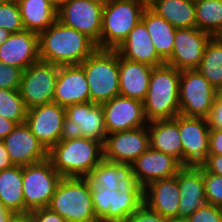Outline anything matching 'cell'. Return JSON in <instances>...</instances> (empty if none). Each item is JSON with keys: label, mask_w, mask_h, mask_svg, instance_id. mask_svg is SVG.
I'll list each match as a JSON object with an SVG mask.
<instances>
[{"label": "cell", "mask_w": 222, "mask_h": 222, "mask_svg": "<svg viewBox=\"0 0 222 222\" xmlns=\"http://www.w3.org/2000/svg\"><path fill=\"white\" fill-rule=\"evenodd\" d=\"M39 58L54 65H79L98 47L84 33L56 20L38 34Z\"/></svg>", "instance_id": "obj_1"}, {"label": "cell", "mask_w": 222, "mask_h": 222, "mask_svg": "<svg viewBox=\"0 0 222 222\" xmlns=\"http://www.w3.org/2000/svg\"><path fill=\"white\" fill-rule=\"evenodd\" d=\"M48 158L62 177H85L104 159L103 144L67 133L48 151Z\"/></svg>", "instance_id": "obj_2"}, {"label": "cell", "mask_w": 222, "mask_h": 222, "mask_svg": "<svg viewBox=\"0 0 222 222\" xmlns=\"http://www.w3.org/2000/svg\"><path fill=\"white\" fill-rule=\"evenodd\" d=\"M181 71L167 64L154 67L145 100L144 113L149 121L172 119L180 114Z\"/></svg>", "instance_id": "obj_3"}, {"label": "cell", "mask_w": 222, "mask_h": 222, "mask_svg": "<svg viewBox=\"0 0 222 222\" xmlns=\"http://www.w3.org/2000/svg\"><path fill=\"white\" fill-rule=\"evenodd\" d=\"M96 218L99 222H125L143 203V188L136 179H122L118 190L91 189Z\"/></svg>", "instance_id": "obj_4"}, {"label": "cell", "mask_w": 222, "mask_h": 222, "mask_svg": "<svg viewBox=\"0 0 222 222\" xmlns=\"http://www.w3.org/2000/svg\"><path fill=\"white\" fill-rule=\"evenodd\" d=\"M47 207L66 222H99L91 188L84 177H63Z\"/></svg>", "instance_id": "obj_5"}, {"label": "cell", "mask_w": 222, "mask_h": 222, "mask_svg": "<svg viewBox=\"0 0 222 222\" xmlns=\"http://www.w3.org/2000/svg\"><path fill=\"white\" fill-rule=\"evenodd\" d=\"M89 84L90 101L103 104L119 95L118 52L97 48L80 64Z\"/></svg>", "instance_id": "obj_6"}, {"label": "cell", "mask_w": 222, "mask_h": 222, "mask_svg": "<svg viewBox=\"0 0 222 222\" xmlns=\"http://www.w3.org/2000/svg\"><path fill=\"white\" fill-rule=\"evenodd\" d=\"M147 0H117L104 3L100 49L116 50L141 21Z\"/></svg>", "instance_id": "obj_7"}, {"label": "cell", "mask_w": 222, "mask_h": 222, "mask_svg": "<svg viewBox=\"0 0 222 222\" xmlns=\"http://www.w3.org/2000/svg\"><path fill=\"white\" fill-rule=\"evenodd\" d=\"M62 178L49 158L22 166L25 212L47 207Z\"/></svg>", "instance_id": "obj_8"}, {"label": "cell", "mask_w": 222, "mask_h": 222, "mask_svg": "<svg viewBox=\"0 0 222 222\" xmlns=\"http://www.w3.org/2000/svg\"><path fill=\"white\" fill-rule=\"evenodd\" d=\"M216 99V89L197 69L181 70L180 115L207 118Z\"/></svg>", "instance_id": "obj_9"}, {"label": "cell", "mask_w": 222, "mask_h": 222, "mask_svg": "<svg viewBox=\"0 0 222 222\" xmlns=\"http://www.w3.org/2000/svg\"><path fill=\"white\" fill-rule=\"evenodd\" d=\"M59 66L37 61L22 72L19 92L26 109L54 102Z\"/></svg>", "instance_id": "obj_10"}, {"label": "cell", "mask_w": 222, "mask_h": 222, "mask_svg": "<svg viewBox=\"0 0 222 222\" xmlns=\"http://www.w3.org/2000/svg\"><path fill=\"white\" fill-rule=\"evenodd\" d=\"M103 9L100 0H67L57 10V20L87 35L100 49Z\"/></svg>", "instance_id": "obj_11"}, {"label": "cell", "mask_w": 222, "mask_h": 222, "mask_svg": "<svg viewBox=\"0 0 222 222\" xmlns=\"http://www.w3.org/2000/svg\"><path fill=\"white\" fill-rule=\"evenodd\" d=\"M25 123L48 151L68 133L65 107L55 102L28 109Z\"/></svg>", "instance_id": "obj_12"}, {"label": "cell", "mask_w": 222, "mask_h": 222, "mask_svg": "<svg viewBox=\"0 0 222 222\" xmlns=\"http://www.w3.org/2000/svg\"><path fill=\"white\" fill-rule=\"evenodd\" d=\"M68 133L104 142L107 137L102 104L84 102L65 107Z\"/></svg>", "instance_id": "obj_13"}, {"label": "cell", "mask_w": 222, "mask_h": 222, "mask_svg": "<svg viewBox=\"0 0 222 222\" xmlns=\"http://www.w3.org/2000/svg\"><path fill=\"white\" fill-rule=\"evenodd\" d=\"M150 148L147 126L107 134L103 145L104 159L120 164H132Z\"/></svg>", "instance_id": "obj_14"}, {"label": "cell", "mask_w": 222, "mask_h": 222, "mask_svg": "<svg viewBox=\"0 0 222 222\" xmlns=\"http://www.w3.org/2000/svg\"><path fill=\"white\" fill-rule=\"evenodd\" d=\"M212 36L197 27L177 28L171 57L166 64L177 70L196 69Z\"/></svg>", "instance_id": "obj_15"}, {"label": "cell", "mask_w": 222, "mask_h": 222, "mask_svg": "<svg viewBox=\"0 0 222 222\" xmlns=\"http://www.w3.org/2000/svg\"><path fill=\"white\" fill-rule=\"evenodd\" d=\"M183 148V166L200 165L209 154V125L206 118L178 115Z\"/></svg>", "instance_id": "obj_16"}, {"label": "cell", "mask_w": 222, "mask_h": 222, "mask_svg": "<svg viewBox=\"0 0 222 222\" xmlns=\"http://www.w3.org/2000/svg\"><path fill=\"white\" fill-rule=\"evenodd\" d=\"M102 106L107 134L148 125L142 101L118 95Z\"/></svg>", "instance_id": "obj_17"}, {"label": "cell", "mask_w": 222, "mask_h": 222, "mask_svg": "<svg viewBox=\"0 0 222 222\" xmlns=\"http://www.w3.org/2000/svg\"><path fill=\"white\" fill-rule=\"evenodd\" d=\"M3 142L14 165H31L48 158V150L25 122L17 124Z\"/></svg>", "instance_id": "obj_18"}, {"label": "cell", "mask_w": 222, "mask_h": 222, "mask_svg": "<svg viewBox=\"0 0 222 222\" xmlns=\"http://www.w3.org/2000/svg\"><path fill=\"white\" fill-rule=\"evenodd\" d=\"M182 167L174 157L151 147L132 163L133 175L142 188L155 180L175 176Z\"/></svg>", "instance_id": "obj_19"}, {"label": "cell", "mask_w": 222, "mask_h": 222, "mask_svg": "<svg viewBox=\"0 0 222 222\" xmlns=\"http://www.w3.org/2000/svg\"><path fill=\"white\" fill-rule=\"evenodd\" d=\"M177 180L180 189L178 219L185 220L207 203L203 167L183 166L177 173Z\"/></svg>", "instance_id": "obj_20"}, {"label": "cell", "mask_w": 222, "mask_h": 222, "mask_svg": "<svg viewBox=\"0 0 222 222\" xmlns=\"http://www.w3.org/2000/svg\"><path fill=\"white\" fill-rule=\"evenodd\" d=\"M39 60L38 34L30 30L11 33L0 46V61L5 65L15 66L24 71Z\"/></svg>", "instance_id": "obj_21"}, {"label": "cell", "mask_w": 222, "mask_h": 222, "mask_svg": "<svg viewBox=\"0 0 222 222\" xmlns=\"http://www.w3.org/2000/svg\"><path fill=\"white\" fill-rule=\"evenodd\" d=\"M54 102L64 107L90 102L89 84L80 64L59 66Z\"/></svg>", "instance_id": "obj_22"}, {"label": "cell", "mask_w": 222, "mask_h": 222, "mask_svg": "<svg viewBox=\"0 0 222 222\" xmlns=\"http://www.w3.org/2000/svg\"><path fill=\"white\" fill-rule=\"evenodd\" d=\"M143 202L167 219H178L180 189L177 174L149 183L143 188Z\"/></svg>", "instance_id": "obj_23"}, {"label": "cell", "mask_w": 222, "mask_h": 222, "mask_svg": "<svg viewBox=\"0 0 222 222\" xmlns=\"http://www.w3.org/2000/svg\"><path fill=\"white\" fill-rule=\"evenodd\" d=\"M119 55L127 60L158 67L166 62L157 54L145 24L140 21L118 47Z\"/></svg>", "instance_id": "obj_24"}, {"label": "cell", "mask_w": 222, "mask_h": 222, "mask_svg": "<svg viewBox=\"0 0 222 222\" xmlns=\"http://www.w3.org/2000/svg\"><path fill=\"white\" fill-rule=\"evenodd\" d=\"M119 95L144 101L154 67L127 60L118 53Z\"/></svg>", "instance_id": "obj_25"}, {"label": "cell", "mask_w": 222, "mask_h": 222, "mask_svg": "<svg viewBox=\"0 0 222 222\" xmlns=\"http://www.w3.org/2000/svg\"><path fill=\"white\" fill-rule=\"evenodd\" d=\"M150 147L177 159L183 165V148L179 133L178 115L172 119L148 122Z\"/></svg>", "instance_id": "obj_26"}, {"label": "cell", "mask_w": 222, "mask_h": 222, "mask_svg": "<svg viewBox=\"0 0 222 222\" xmlns=\"http://www.w3.org/2000/svg\"><path fill=\"white\" fill-rule=\"evenodd\" d=\"M147 7L175 28L196 27L194 0H147Z\"/></svg>", "instance_id": "obj_27"}, {"label": "cell", "mask_w": 222, "mask_h": 222, "mask_svg": "<svg viewBox=\"0 0 222 222\" xmlns=\"http://www.w3.org/2000/svg\"><path fill=\"white\" fill-rule=\"evenodd\" d=\"M141 21L147 28L157 54L166 62L173 52L177 28L148 7L144 10Z\"/></svg>", "instance_id": "obj_28"}, {"label": "cell", "mask_w": 222, "mask_h": 222, "mask_svg": "<svg viewBox=\"0 0 222 222\" xmlns=\"http://www.w3.org/2000/svg\"><path fill=\"white\" fill-rule=\"evenodd\" d=\"M24 29L41 33L57 20V10L47 0H16Z\"/></svg>", "instance_id": "obj_29"}, {"label": "cell", "mask_w": 222, "mask_h": 222, "mask_svg": "<svg viewBox=\"0 0 222 222\" xmlns=\"http://www.w3.org/2000/svg\"><path fill=\"white\" fill-rule=\"evenodd\" d=\"M91 189L109 188L118 190V182L122 179H136L132 164H120L103 159L84 177Z\"/></svg>", "instance_id": "obj_30"}, {"label": "cell", "mask_w": 222, "mask_h": 222, "mask_svg": "<svg viewBox=\"0 0 222 222\" xmlns=\"http://www.w3.org/2000/svg\"><path fill=\"white\" fill-rule=\"evenodd\" d=\"M22 166L0 171V202L13 213L25 212Z\"/></svg>", "instance_id": "obj_31"}, {"label": "cell", "mask_w": 222, "mask_h": 222, "mask_svg": "<svg viewBox=\"0 0 222 222\" xmlns=\"http://www.w3.org/2000/svg\"><path fill=\"white\" fill-rule=\"evenodd\" d=\"M196 69L215 89L222 86V38H210L206 43L202 61Z\"/></svg>", "instance_id": "obj_32"}, {"label": "cell", "mask_w": 222, "mask_h": 222, "mask_svg": "<svg viewBox=\"0 0 222 222\" xmlns=\"http://www.w3.org/2000/svg\"><path fill=\"white\" fill-rule=\"evenodd\" d=\"M196 27L212 37L222 34V0L195 1Z\"/></svg>", "instance_id": "obj_33"}, {"label": "cell", "mask_w": 222, "mask_h": 222, "mask_svg": "<svg viewBox=\"0 0 222 222\" xmlns=\"http://www.w3.org/2000/svg\"><path fill=\"white\" fill-rule=\"evenodd\" d=\"M26 115L27 109L19 90L0 89V117L21 124L25 122Z\"/></svg>", "instance_id": "obj_34"}, {"label": "cell", "mask_w": 222, "mask_h": 222, "mask_svg": "<svg viewBox=\"0 0 222 222\" xmlns=\"http://www.w3.org/2000/svg\"><path fill=\"white\" fill-rule=\"evenodd\" d=\"M0 27L10 33L24 30L20 9L16 0L0 5Z\"/></svg>", "instance_id": "obj_35"}, {"label": "cell", "mask_w": 222, "mask_h": 222, "mask_svg": "<svg viewBox=\"0 0 222 222\" xmlns=\"http://www.w3.org/2000/svg\"><path fill=\"white\" fill-rule=\"evenodd\" d=\"M205 197L207 204L219 206L222 204V176L207 172L203 168Z\"/></svg>", "instance_id": "obj_36"}, {"label": "cell", "mask_w": 222, "mask_h": 222, "mask_svg": "<svg viewBox=\"0 0 222 222\" xmlns=\"http://www.w3.org/2000/svg\"><path fill=\"white\" fill-rule=\"evenodd\" d=\"M22 72L20 68L0 61V89L19 90Z\"/></svg>", "instance_id": "obj_37"}, {"label": "cell", "mask_w": 222, "mask_h": 222, "mask_svg": "<svg viewBox=\"0 0 222 222\" xmlns=\"http://www.w3.org/2000/svg\"><path fill=\"white\" fill-rule=\"evenodd\" d=\"M185 222H222L218 206L205 204L197 209Z\"/></svg>", "instance_id": "obj_38"}, {"label": "cell", "mask_w": 222, "mask_h": 222, "mask_svg": "<svg viewBox=\"0 0 222 222\" xmlns=\"http://www.w3.org/2000/svg\"><path fill=\"white\" fill-rule=\"evenodd\" d=\"M166 219L143 202L125 222H166Z\"/></svg>", "instance_id": "obj_39"}, {"label": "cell", "mask_w": 222, "mask_h": 222, "mask_svg": "<svg viewBox=\"0 0 222 222\" xmlns=\"http://www.w3.org/2000/svg\"><path fill=\"white\" fill-rule=\"evenodd\" d=\"M34 222H66L58 213L50 210L48 207L32 210Z\"/></svg>", "instance_id": "obj_40"}, {"label": "cell", "mask_w": 222, "mask_h": 222, "mask_svg": "<svg viewBox=\"0 0 222 222\" xmlns=\"http://www.w3.org/2000/svg\"><path fill=\"white\" fill-rule=\"evenodd\" d=\"M206 119L210 129L222 130V104L216 99Z\"/></svg>", "instance_id": "obj_41"}, {"label": "cell", "mask_w": 222, "mask_h": 222, "mask_svg": "<svg viewBox=\"0 0 222 222\" xmlns=\"http://www.w3.org/2000/svg\"><path fill=\"white\" fill-rule=\"evenodd\" d=\"M208 155H222V130L210 129Z\"/></svg>", "instance_id": "obj_42"}, {"label": "cell", "mask_w": 222, "mask_h": 222, "mask_svg": "<svg viewBox=\"0 0 222 222\" xmlns=\"http://www.w3.org/2000/svg\"><path fill=\"white\" fill-rule=\"evenodd\" d=\"M200 165L207 172L222 176V155H208Z\"/></svg>", "instance_id": "obj_43"}, {"label": "cell", "mask_w": 222, "mask_h": 222, "mask_svg": "<svg viewBox=\"0 0 222 222\" xmlns=\"http://www.w3.org/2000/svg\"><path fill=\"white\" fill-rule=\"evenodd\" d=\"M16 126V122L0 117V141H3V139L11 133Z\"/></svg>", "instance_id": "obj_44"}, {"label": "cell", "mask_w": 222, "mask_h": 222, "mask_svg": "<svg viewBox=\"0 0 222 222\" xmlns=\"http://www.w3.org/2000/svg\"><path fill=\"white\" fill-rule=\"evenodd\" d=\"M9 154L5 148L4 142L0 141V171L13 167Z\"/></svg>", "instance_id": "obj_45"}, {"label": "cell", "mask_w": 222, "mask_h": 222, "mask_svg": "<svg viewBox=\"0 0 222 222\" xmlns=\"http://www.w3.org/2000/svg\"><path fill=\"white\" fill-rule=\"evenodd\" d=\"M9 222H34L32 212L13 213Z\"/></svg>", "instance_id": "obj_46"}, {"label": "cell", "mask_w": 222, "mask_h": 222, "mask_svg": "<svg viewBox=\"0 0 222 222\" xmlns=\"http://www.w3.org/2000/svg\"><path fill=\"white\" fill-rule=\"evenodd\" d=\"M13 212L9 211L1 202H0V222H9Z\"/></svg>", "instance_id": "obj_47"}, {"label": "cell", "mask_w": 222, "mask_h": 222, "mask_svg": "<svg viewBox=\"0 0 222 222\" xmlns=\"http://www.w3.org/2000/svg\"><path fill=\"white\" fill-rule=\"evenodd\" d=\"M10 32L0 27V46L9 38Z\"/></svg>", "instance_id": "obj_48"}, {"label": "cell", "mask_w": 222, "mask_h": 222, "mask_svg": "<svg viewBox=\"0 0 222 222\" xmlns=\"http://www.w3.org/2000/svg\"><path fill=\"white\" fill-rule=\"evenodd\" d=\"M56 10H58L67 0H47Z\"/></svg>", "instance_id": "obj_49"}, {"label": "cell", "mask_w": 222, "mask_h": 222, "mask_svg": "<svg viewBox=\"0 0 222 222\" xmlns=\"http://www.w3.org/2000/svg\"><path fill=\"white\" fill-rule=\"evenodd\" d=\"M216 100L222 104V86L216 89Z\"/></svg>", "instance_id": "obj_50"}, {"label": "cell", "mask_w": 222, "mask_h": 222, "mask_svg": "<svg viewBox=\"0 0 222 222\" xmlns=\"http://www.w3.org/2000/svg\"><path fill=\"white\" fill-rule=\"evenodd\" d=\"M166 222H185V220L177 219V218H171L166 219Z\"/></svg>", "instance_id": "obj_51"}, {"label": "cell", "mask_w": 222, "mask_h": 222, "mask_svg": "<svg viewBox=\"0 0 222 222\" xmlns=\"http://www.w3.org/2000/svg\"><path fill=\"white\" fill-rule=\"evenodd\" d=\"M219 211H220V215H221V220H222V204L218 206Z\"/></svg>", "instance_id": "obj_52"}, {"label": "cell", "mask_w": 222, "mask_h": 222, "mask_svg": "<svg viewBox=\"0 0 222 222\" xmlns=\"http://www.w3.org/2000/svg\"><path fill=\"white\" fill-rule=\"evenodd\" d=\"M102 1L103 3H107V2H111V1H117V0H100Z\"/></svg>", "instance_id": "obj_53"}, {"label": "cell", "mask_w": 222, "mask_h": 222, "mask_svg": "<svg viewBox=\"0 0 222 222\" xmlns=\"http://www.w3.org/2000/svg\"><path fill=\"white\" fill-rule=\"evenodd\" d=\"M11 0H0V5Z\"/></svg>", "instance_id": "obj_54"}]
</instances>
